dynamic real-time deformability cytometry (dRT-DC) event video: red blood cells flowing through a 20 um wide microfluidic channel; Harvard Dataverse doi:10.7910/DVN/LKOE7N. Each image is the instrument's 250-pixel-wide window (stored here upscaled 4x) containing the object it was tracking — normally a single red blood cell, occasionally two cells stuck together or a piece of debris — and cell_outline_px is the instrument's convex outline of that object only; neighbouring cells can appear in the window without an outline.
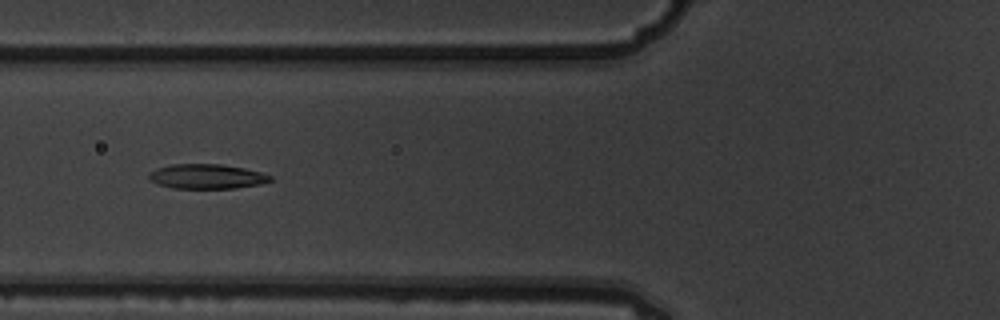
{"species": "common noctule bat (a hibernating species)", "species_latin": "Nyctalus noctula", "temperature_condition": "warm", "stored_images_in_passage": 9, "camera_frame_rate_fps": 3000, "um_per_image_px": 0.085, "animal": {"sex": "male", "body_mass_g": 19.5, "forearm_length_mm": 54.6}, "frame": {"image": 1, "passage_image": 4, "time_ms": 1.0, "image_size_px": [1000, 320], "cell_outline_px": [[272, 180], [260, 184], [236, 188], [172, 188], [156, 184], [148, 180], [148, 172], [156, 168], [172, 164], [220, 164], [244, 168], [260, 172], [272, 176]], "centroid_in_image_um": [17.52, 15.0], "position_along_channel_um": 108.3, "area_um2": 17.57}}
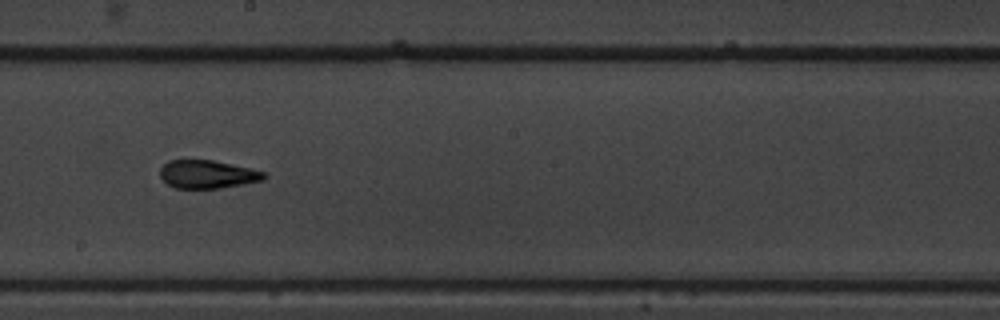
{"frame": {"image": 2, "passage_image": 7, "time_ms": 2.0, "image_size_px": [1000, 320], "cell_outline_px": [[268, 176], [264, 180], [220, 188], [176, 188], [168, 184], [160, 176], [160, 168], [168, 160], [212, 160], [248, 168], [264, 172]], "centroid_in_image_um": [17.62, 14.81], "position_along_channel_um": 230.6, "area_um2": 16.88}}
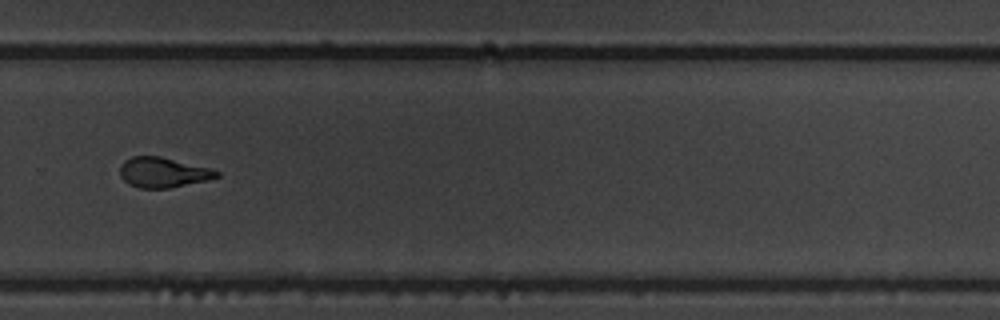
{"frame": {"image": 3, "passage_image": 9, "time_ms": 2.667, "image_size_px": [1000, 320], "cell_outline_px": [[220, 176], [208, 180], [168, 188], [140, 188], [128, 184], [120, 176], [120, 164], [124, 160], [132, 156], [160, 156], [212, 168], [220, 172]], "centroid_in_image_um": [13.86, 14.65], "position_along_channel_um": 315.9, "area_um2": 17.11}}